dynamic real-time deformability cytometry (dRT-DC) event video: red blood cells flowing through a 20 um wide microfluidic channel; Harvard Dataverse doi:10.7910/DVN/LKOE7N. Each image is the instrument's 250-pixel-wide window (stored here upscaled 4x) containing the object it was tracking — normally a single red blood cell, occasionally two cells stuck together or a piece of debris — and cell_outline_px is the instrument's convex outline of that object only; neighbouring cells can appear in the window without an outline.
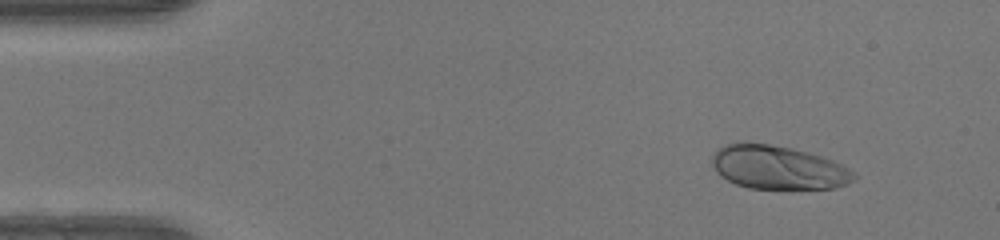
{"species": "human", "species_latin": "Homo sapiens", "temperature_condition": "warm", "stored_images_in_passage": 44, "camera_frame_rate_fps": 3000, "um_per_image_px": 0.085, "donor": {"sex": "female"}, "frame": {"image": 1, "passage_image": 1, "time_ms": 0.0, "image_size_px": [1000, 240], "cell_outline_px": [[860, 176], [856, 180], [848, 184], [836, 188], [748, 188], [736, 184], [720, 176], [716, 172], [712, 164], [712, 156], [720, 148], [728, 144], [768, 144], [792, 148], [820, 156], [832, 160], [856, 172]], "centroid_in_image_um": [66.21, 14.26], "position_along_channel_um": 18.8, "area_um2": 35.72}}
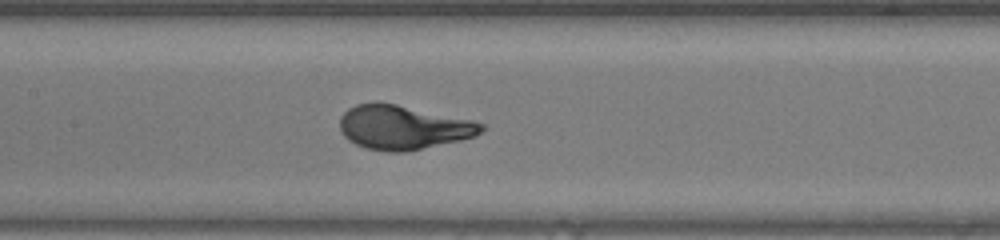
{"frame": {"image": 2, "passage_image": 19, "time_ms": 6.0, "image_size_px": [1000, 240], "cell_outline_px": [[484, 128], [476, 136], [460, 140], [404, 152], [388, 152], [364, 148], [348, 140], [340, 132], [340, 116], [348, 108], [356, 104], [376, 100], [396, 104], [472, 120], [484, 124]], "centroid_in_image_um": [34.21, 10.81], "position_along_channel_um": 173.2, "area_um2": 36.59}}
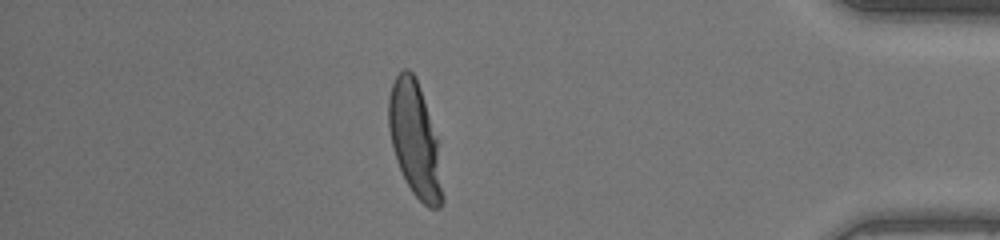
{"frame": {"image": 3, "passage_image": 38, "time_ms": 12.333, "image_size_px": [1000, 240], "cell_outline_px": [[444, 200], [440, 208], [428, 208], [412, 192], [396, 160], [388, 128], [388, 96], [392, 84], [396, 76], [404, 68], [408, 68], [416, 76], [420, 88], [436, 140], [444, 196]], "centroid_in_image_um": [35.24, 11.88], "position_along_channel_um": 400.0, "area_um2": 35.26}, "authors_computed_cell_mechanics": {"area_um2": 35.4603, "velocity_mm_per_s": 4.2321, "shape_relaxation_time_tau1_ms": 2.6146, "shape_relaxation_time_tau2_ms": null, "deformation_change_tau1": 0.2164, "deformation_change_tau2": null}}